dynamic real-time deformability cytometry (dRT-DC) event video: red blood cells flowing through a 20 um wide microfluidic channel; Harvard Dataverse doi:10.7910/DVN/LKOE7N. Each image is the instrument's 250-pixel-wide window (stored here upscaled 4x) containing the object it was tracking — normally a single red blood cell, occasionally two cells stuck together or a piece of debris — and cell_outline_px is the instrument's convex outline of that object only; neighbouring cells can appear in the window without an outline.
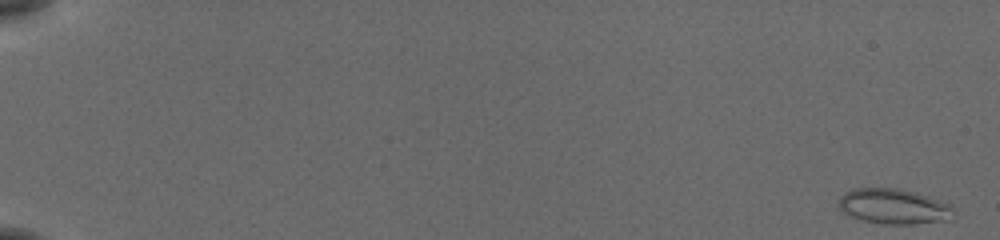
{"species": "common noctule bat (a hibernating species)", "species_latin": "Nyctalus noctula", "temperature_condition": "cold", "stored_images_in_passage": 56, "camera_frame_rate_fps": 3000, "um_per_image_px": 0.085, "animal": {"sex": "female", "body_mass_g": 19.5, "forearm_length_mm": 54.1}, "frame": {"image": 1, "passage_image": 1, "time_ms": 0.0, "image_size_px": [1000, 240], "cell_outline_px": [[952, 208], [944, 220], [916, 224], [884, 224], [864, 220], [852, 216], [836, 208], [836, 204], [840, 196], [844, 192], [852, 188], [896, 188], [916, 192], [952, 204]], "centroid_in_image_um": [75.86, 17.52], "position_along_channel_um": 9.1, "area_um2": 23.47}}
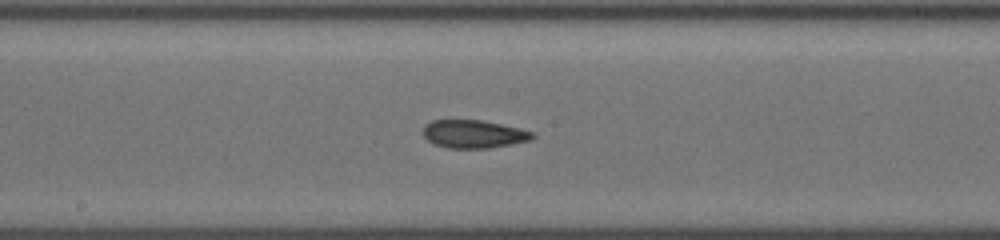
{"frame": {"image": 2, "passage_image": 32, "time_ms": 10.333, "image_size_px": [1000, 240], "cell_outline_px": [[536, 136], [532, 140], [512, 144], [488, 148], [448, 148], [432, 144], [424, 136], [424, 124], [432, 120], [480, 120], [520, 128], [536, 132]], "centroid_in_image_um": [40.29, 11.4], "position_along_channel_um": 207.9, "area_um2": 18.03}}
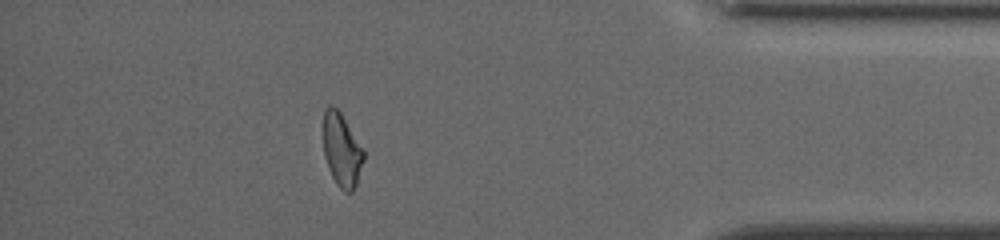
{"frame": {"image": 3, "passage_image": 50, "time_ms": 16.333, "image_size_px": [1000, 240], "cell_outline_px": [[364, 160], [356, 184], [352, 192], [344, 192], [336, 184], [328, 168], [324, 156], [320, 128], [324, 108], [328, 104], [332, 104], [340, 112], [364, 148]], "centroid_in_image_um": [28.99, 12.68], "position_along_channel_um": 406.2, "area_um2": 18.03}, "authors_computed_cell_mechanics": {"area_um2": 18.496, "velocity_mm_per_s": 3.819, "shape_relaxation_time_tau1_ms": 10.2574, "shape_relaxation_time_tau2_ms": 2.4911, "deformation_change_tau1": 0.1662, "deformation_change_tau2": 0.089}}